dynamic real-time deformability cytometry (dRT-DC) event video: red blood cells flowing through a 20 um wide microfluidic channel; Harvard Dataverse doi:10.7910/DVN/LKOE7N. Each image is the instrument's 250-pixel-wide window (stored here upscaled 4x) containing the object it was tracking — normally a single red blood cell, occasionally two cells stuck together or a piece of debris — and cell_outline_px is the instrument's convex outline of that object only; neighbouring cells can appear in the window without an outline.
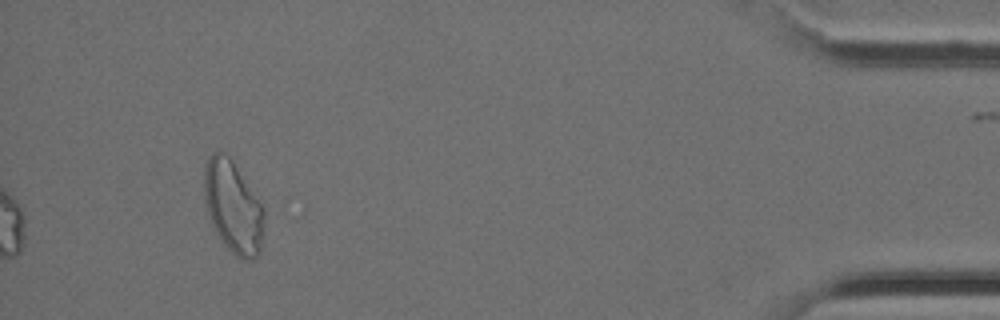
{"species": "Egyptian fruit bat (a non-hibernating species)", "species_latin": "Rousettus aegyptiacus", "temperature_condition": "cold", "stored_images_in_passage": 33, "camera_frame_rate_fps": 3000, "um_per_image_px": 0.085, "animal": {"sex": "female"}, "frame": {"image": 1, "passage_image": 33, "time_ms": 10.667, "image_size_px": [1000, 320], "cell_outline_px": [[264, 228], [260, 252], [252, 260], [244, 260], [236, 256], [224, 244], [216, 232], [208, 216], [204, 200], [204, 168], [208, 156], [212, 152], [220, 152], [228, 156], [232, 160], [264, 204]], "centroid_in_image_um": [19.83, 17.58], "position_along_channel_um": 415.4, "area_um2": 32.6}}